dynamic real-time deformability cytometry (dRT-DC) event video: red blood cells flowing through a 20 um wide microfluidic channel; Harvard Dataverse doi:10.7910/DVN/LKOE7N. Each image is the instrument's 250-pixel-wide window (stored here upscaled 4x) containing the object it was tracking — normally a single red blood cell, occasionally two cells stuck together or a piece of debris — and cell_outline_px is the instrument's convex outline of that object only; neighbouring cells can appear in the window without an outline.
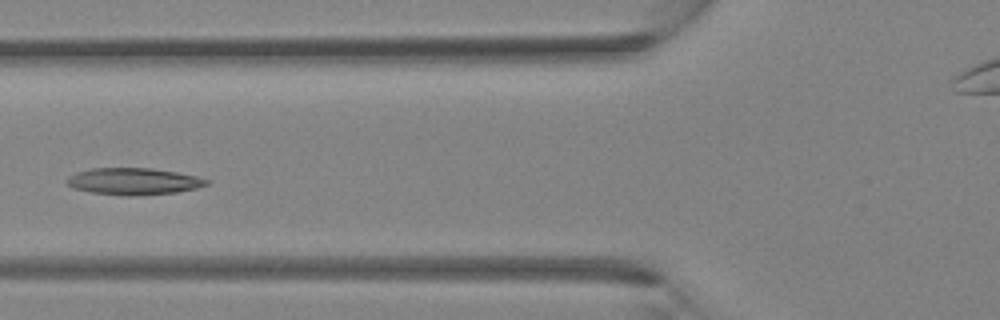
{"species": "Egyptian fruit bat (a non-hibernating species)", "species_latin": "Rousettus aegyptiacus", "temperature_condition": "room temperature", "stored_images_in_passage": 5, "camera_frame_rate_fps": 3000, "um_per_image_px": 0.085, "animal": {"sex": "female"}, "frame": {"image": 1, "passage_image": 5, "time_ms": 4.333, "image_size_px": [1000, 320], "cell_outline_px": [[212, 180], [208, 184], [196, 188], [176, 192], [132, 196], [128, 196], [92, 192], [72, 188], [64, 180], [68, 176], [76, 172], [92, 168], [152, 168], [176, 172], [196, 176]], "centroid_in_image_um": [11.34, 15.41], "position_along_channel_um": 114.5, "area_um2": 21.85}}